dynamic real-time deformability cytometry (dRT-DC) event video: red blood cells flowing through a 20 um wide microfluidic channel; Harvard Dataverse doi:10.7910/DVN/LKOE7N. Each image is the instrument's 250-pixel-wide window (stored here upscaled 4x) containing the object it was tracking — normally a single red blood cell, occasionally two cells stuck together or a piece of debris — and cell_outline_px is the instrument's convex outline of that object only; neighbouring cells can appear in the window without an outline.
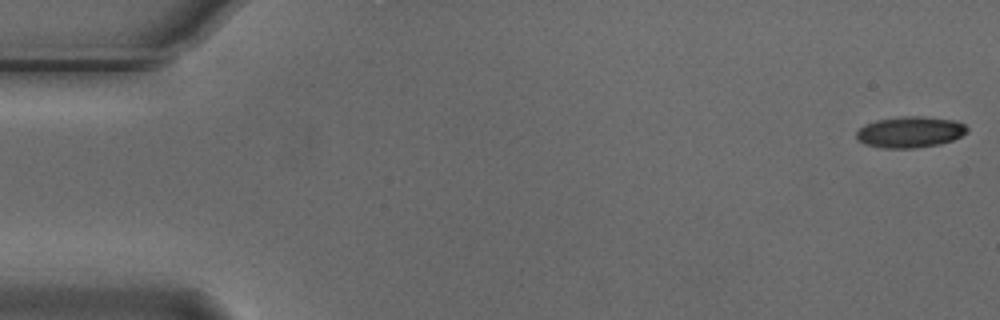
{"species": "Egyptian fruit bat (a non-hibernating species)", "species_latin": "Rousettus aegyptiacus", "temperature_condition": "cold", "stored_images_in_passage": 14, "camera_frame_rate_fps": 3000, "um_per_image_px": 0.085, "animal": {"sex": "male"}, "frame": {"image": 1, "passage_image": 1, "time_ms": 0.0, "image_size_px": [1000, 320], "cell_outline_px": [[968, 132], [952, 140], [940, 144], [912, 148], [884, 148], [864, 144], [856, 140], [856, 132], [864, 124], [876, 120], [904, 116], [924, 116], [956, 120], [964, 124], [968, 128]], "centroid_in_image_um": [77.34, 11.22], "position_along_channel_um": 7.7, "area_um2": 20.23}}